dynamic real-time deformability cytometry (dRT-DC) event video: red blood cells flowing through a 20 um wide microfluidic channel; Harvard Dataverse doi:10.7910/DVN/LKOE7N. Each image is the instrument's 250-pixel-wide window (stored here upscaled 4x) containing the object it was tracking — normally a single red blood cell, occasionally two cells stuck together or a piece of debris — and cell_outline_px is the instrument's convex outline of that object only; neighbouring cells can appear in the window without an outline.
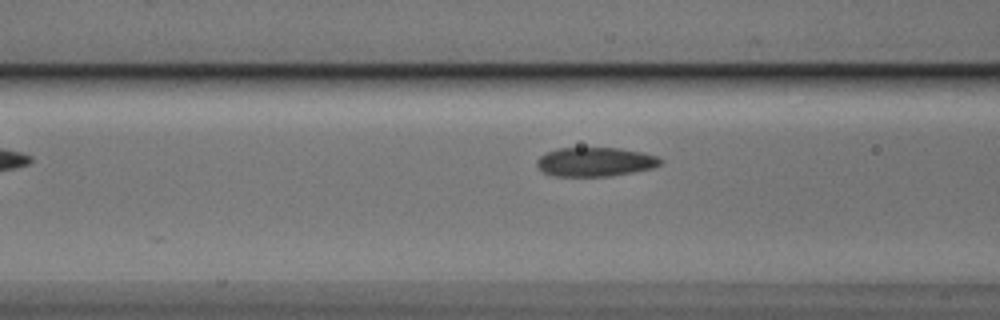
{"species": "Egyptian fruit bat (a non-hibernating species)", "species_latin": "Rousettus aegyptiacus", "temperature_condition": "cold", "stored_images_in_passage": 31, "camera_frame_rate_fps": 3000, "um_per_image_px": 0.085, "animal": {"sex": "male"}, "frame": {"image": 1, "passage_image": 4, "time_ms": 1.0, "image_size_px": [1000, 320], "cell_outline_px": [[664, 160], [656, 168], [608, 176], [552, 176], [544, 172], [536, 164], [536, 160], [540, 156], [556, 148], [620, 148], [644, 152], [656, 156]], "centroid_in_image_um": [50.62, 13.75], "position_along_channel_um": 116.0, "area_um2": 21.04}}
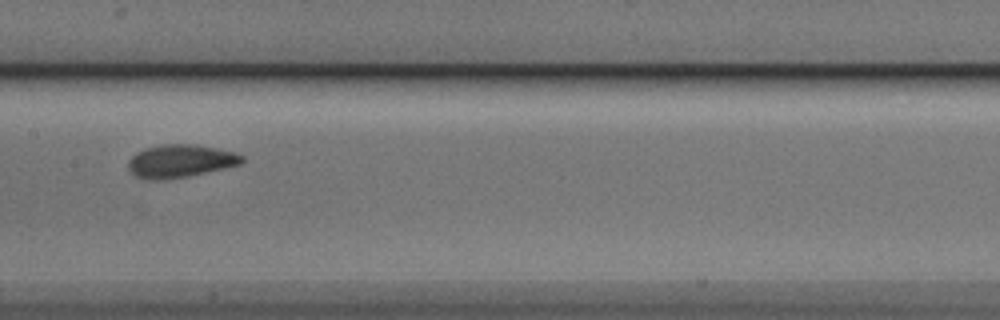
{"frame": {"image": 2, "passage_image": 10, "time_ms": 3.0, "image_size_px": [1000, 320], "cell_outline_px": [[244, 160], [240, 164], [188, 176], [136, 176], [128, 168], [128, 160], [136, 152], [144, 148], [160, 144], [196, 144], [236, 152], [244, 156]], "centroid_in_image_um": [15.39, 13.61], "position_along_channel_um": 192.0, "area_um2": 20.92}}
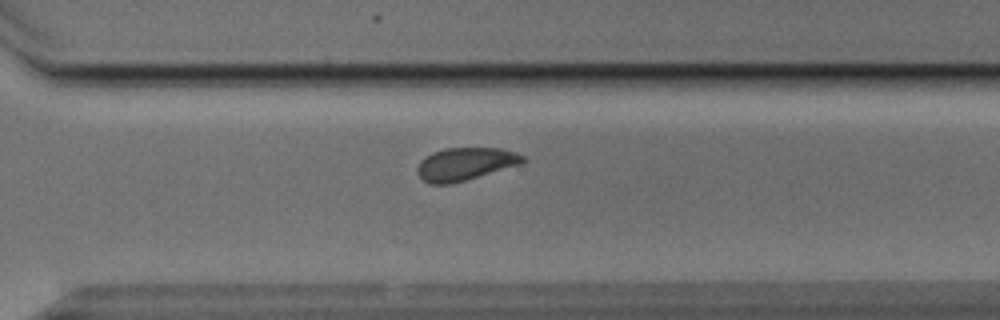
{"frame": {"image": 3, "passage_image": 21, "time_ms": 6.667, "image_size_px": [1000, 320], "cell_outline_px": [[528, 160], [524, 164], [452, 184], [432, 184], [424, 180], [416, 172], [416, 168], [420, 160], [432, 152], [444, 148], [500, 148], [516, 152], [524, 156]], "centroid_in_image_um": [39.59, 13.94], "position_along_channel_um": 331.0, "area_um2": 20.52}}